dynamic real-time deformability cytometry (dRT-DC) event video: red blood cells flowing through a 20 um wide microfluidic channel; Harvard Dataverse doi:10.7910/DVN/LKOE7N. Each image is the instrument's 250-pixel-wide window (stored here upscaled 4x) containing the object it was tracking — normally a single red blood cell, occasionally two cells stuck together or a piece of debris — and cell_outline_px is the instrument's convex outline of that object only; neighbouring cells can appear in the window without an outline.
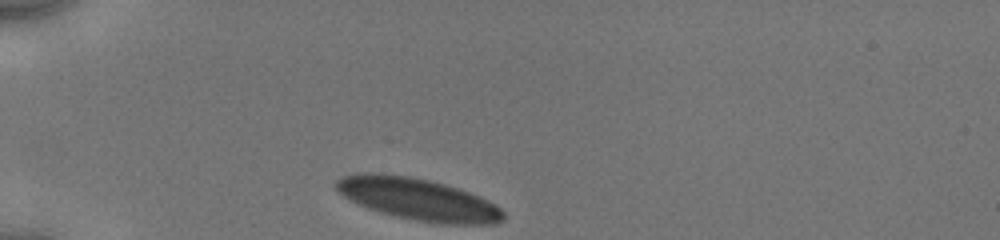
{"species": "human", "species_latin": "Homo sapiens", "temperature_condition": "cold", "stored_images_in_passage": 6, "camera_frame_rate_fps": 3000, "um_per_image_px": 0.085, "donor": {"sex": "male"}, "frame": {"image": 1, "passage_image": 1, "time_ms": 0.0, "image_size_px": [1000, 240], "cell_outline_px": [[504, 220], [496, 224], [440, 224], [392, 216], [368, 208], [344, 196], [332, 184], [336, 180], [344, 176], [360, 172], [372, 172], [412, 176], [444, 184], [480, 196], [496, 204], [504, 212]], "centroid_in_image_um": [35.54, 16.93], "position_along_channel_um": 49.5, "area_um2": 40.98}}
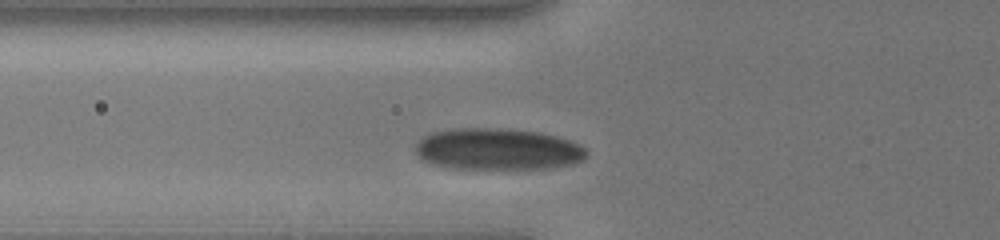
{"frame": {"image": 2, "passage_image": 4, "time_ms": 1.667, "image_size_px": [1000, 240], "cell_outline_px": [[588, 156], [584, 160], [572, 164], [544, 168], [448, 168], [432, 164], [420, 160], [416, 152], [416, 144], [424, 136], [432, 132], [456, 128], [508, 128], [540, 132], [556, 136], [580, 144], [588, 152]], "centroid_in_image_um": [42.3, 12.67], "position_along_channel_um": 83.5, "area_um2": 41.62}}
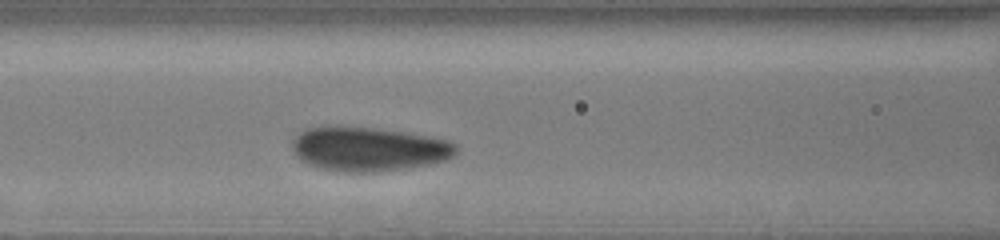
{"frame": {"image": 3, "passage_image": 6, "time_ms": 3.0, "image_size_px": [1000, 240], "cell_outline_px": [[456, 152], [452, 156], [444, 160], [428, 164], [404, 168], [376, 172], [348, 172], [320, 168], [308, 164], [300, 160], [296, 156], [292, 148], [292, 140], [300, 132], [308, 128], [336, 124], [372, 128], [404, 132], [444, 140], [456, 144]], "centroid_in_image_um": [31.24, 12.65], "position_along_channel_um": 135.4, "area_um2": 42.08}}